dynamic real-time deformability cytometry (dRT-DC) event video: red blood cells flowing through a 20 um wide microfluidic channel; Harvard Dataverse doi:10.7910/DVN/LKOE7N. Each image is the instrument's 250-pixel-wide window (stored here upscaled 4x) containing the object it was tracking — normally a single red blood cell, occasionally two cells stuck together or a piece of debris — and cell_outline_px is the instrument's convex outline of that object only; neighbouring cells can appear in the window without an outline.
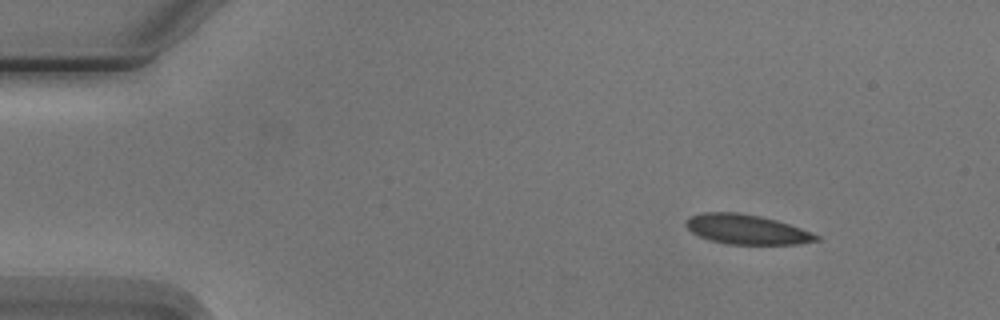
{"species": "Egyptian fruit bat (a non-hibernating species)", "species_latin": "Rousettus aegyptiacus", "temperature_condition": "cold", "stored_images_in_passage": 3, "camera_frame_rate_fps": 3000, "um_per_image_px": 0.085, "animal": {"sex": "male"}, "frame": {"image": 1, "passage_image": 1, "time_ms": 0.0, "image_size_px": [1000, 320], "cell_outline_px": [[820, 240], [800, 244], [728, 244], [712, 240], [700, 236], [692, 232], [684, 224], [692, 216], [704, 212], [736, 212], [760, 216], [776, 220], [800, 228], [820, 236]], "centroid_in_image_um": [63.49, 19.5], "position_along_channel_um": 21.5, "area_um2": 22.25}}